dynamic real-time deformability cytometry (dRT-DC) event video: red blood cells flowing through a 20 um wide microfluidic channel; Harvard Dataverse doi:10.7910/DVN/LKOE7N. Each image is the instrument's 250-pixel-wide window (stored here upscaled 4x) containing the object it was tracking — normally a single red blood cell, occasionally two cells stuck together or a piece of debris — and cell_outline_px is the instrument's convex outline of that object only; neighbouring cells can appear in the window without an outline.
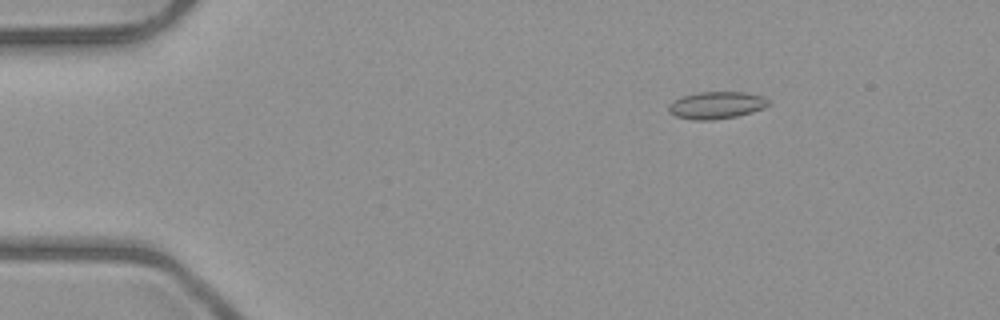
{"species": "common noctule bat (a hibernating species)", "species_latin": "Nyctalus noctula", "temperature_condition": "room temperature", "stored_images_in_passage": 5, "camera_frame_rate_fps": 3000, "um_per_image_px": 0.085, "animal": {"sex": "male", "body_mass_g": 23.1, "forearm_length_mm": 52.7}, "frame": {"image": 1, "passage_image": 2, "time_ms": 1.0, "image_size_px": [1000, 320], "cell_outline_px": [[768, 104], [764, 108], [752, 112], [736, 116], [712, 120], [692, 120], [676, 116], [668, 112], [668, 104], [680, 96], [696, 92], [748, 92], [764, 96], [768, 100]], "centroid_in_image_um": [60.87, 8.93], "position_along_channel_um": 24.1, "area_um2": 16.01}}
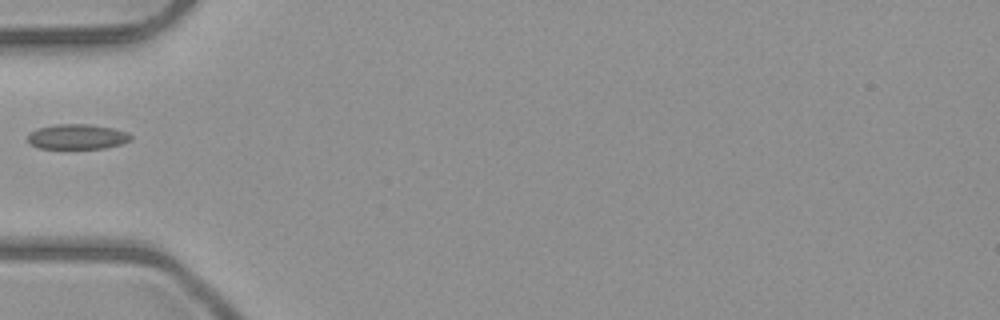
{"frame": {"image": 2, "passage_image": 5, "time_ms": 4.333, "image_size_px": [1000, 320], "cell_outline_px": [[132, 140], [120, 144], [104, 148], [40, 148], [32, 144], [28, 140], [28, 136], [36, 128], [56, 124], [88, 124], [112, 128], [128, 132], [132, 136]], "centroid_in_image_um": [6.59, 11.61], "position_along_channel_um": 78.4, "area_um2": 14.91}}